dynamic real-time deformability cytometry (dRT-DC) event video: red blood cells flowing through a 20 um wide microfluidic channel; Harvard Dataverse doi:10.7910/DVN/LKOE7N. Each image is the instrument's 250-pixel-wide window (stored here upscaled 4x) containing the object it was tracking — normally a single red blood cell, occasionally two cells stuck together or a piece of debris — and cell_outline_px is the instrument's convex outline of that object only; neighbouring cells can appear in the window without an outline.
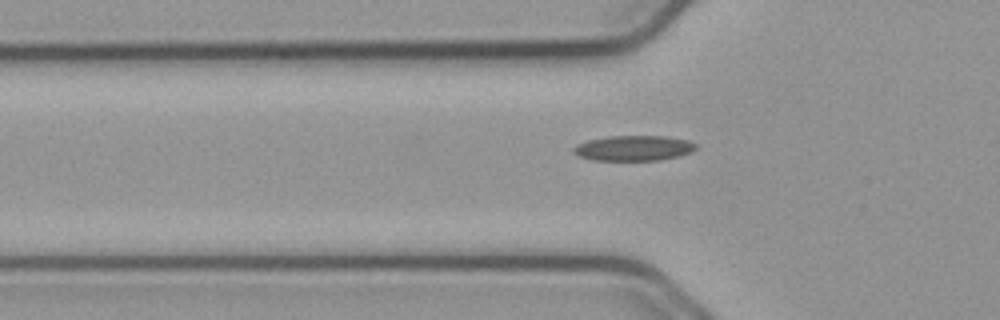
{"species": "common noctule bat (a hibernating species)", "species_latin": "Nyctalus noctula", "temperature_condition": "cold", "stored_images_in_passage": 42, "camera_frame_rate_fps": 3000, "um_per_image_px": 0.085, "animal": {"sex": "male", "body_mass_g": 23.1, "forearm_length_mm": 52.7}, "frame": {"image": 1, "passage_image": 12, "time_ms": 3.667, "image_size_px": [1000, 320], "cell_outline_px": [[696, 148], [688, 152], [676, 156], [660, 160], [592, 160], [580, 156], [572, 152], [572, 148], [588, 140], [608, 136], [664, 136], [688, 140], [696, 144]], "centroid_in_image_um": [53.83, 12.58], "position_along_channel_um": 72.0, "area_um2": 17.74}}
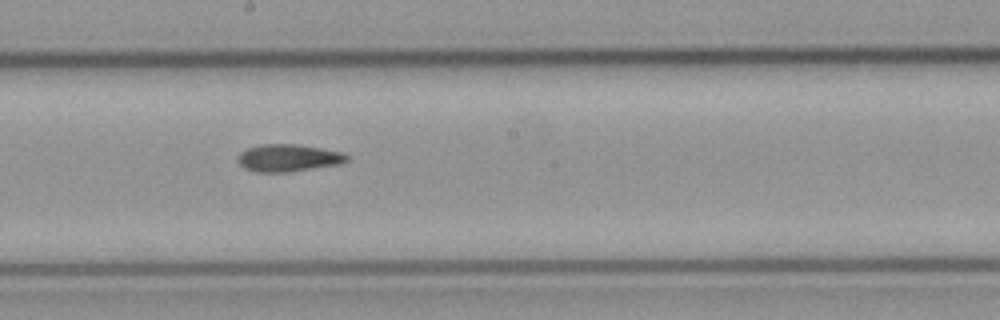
{"frame": {"image": 2, "passage_image": 24, "time_ms": 7.667, "image_size_px": [1000, 320], "cell_outline_px": [[348, 160], [340, 164], [288, 172], [256, 172], [244, 168], [236, 160], [240, 152], [248, 148], [260, 144], [300, 144], [340, 152], [348, 156]], "centroid_in_image_um": [24.47, 13.42], "position_along_channel_um": 223.7, "area_um2": 17.34}}
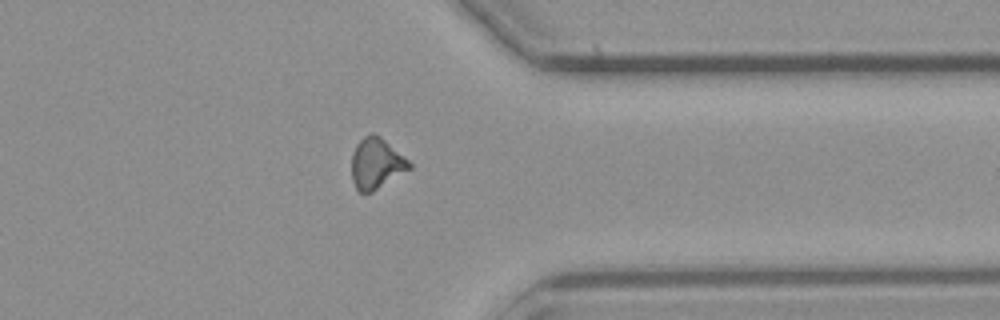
{"frame": {"image": 3, "passage_image": 37, "time_ms": 12.0, "image_size_px": [1000, 320], "cell_outline_px": [[412, 168], [372, 192], [360, 192], [356, 188], [352, 180], [352, 152], [356, 144], [364, 136], [372, 132], [380, 136], [408, 160], [412, 164]], "centroid_in_image_um": [31.98, 13.89], "position_along_channel_um": 379.4, "area_um2": 16.99}}